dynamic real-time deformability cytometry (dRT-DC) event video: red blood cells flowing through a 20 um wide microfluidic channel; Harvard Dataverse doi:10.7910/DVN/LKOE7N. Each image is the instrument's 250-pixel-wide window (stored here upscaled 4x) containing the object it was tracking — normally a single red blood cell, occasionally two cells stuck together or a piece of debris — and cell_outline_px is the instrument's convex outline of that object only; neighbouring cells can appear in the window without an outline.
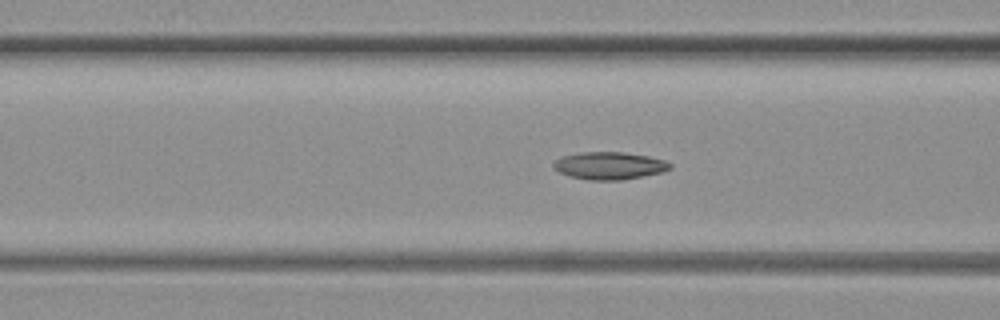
{"species": "common noctule bat (a hibernating species)", "species_latin": "Nyctalus noctula", "temperature_condition": "warm", "stored_images_in_passage": 71, "camera_frame_rate_fps": 3000, "um_per_image_px": 0.085, "animal": {"sex": "female", "body_mass_g": 19.3, "forearm_length_mm": 54.1}, "frame": {"image": 1, "passage_image": 28, "time_ms": 9.0, "image_size_px": [1000, 320], "cell_outline_px": [[672, 168], [664, 172], [620, 180], [588, 180], [568, 176], [552, 168], [552, 164], [560, 156], [580, 152], [624, 152], [648, 156], [664, 160], [672, 164]], "centroid_in_image_um": [51.78, 14.08], "position_along_channel_um": 114.8, "area_um2": 18.84}}
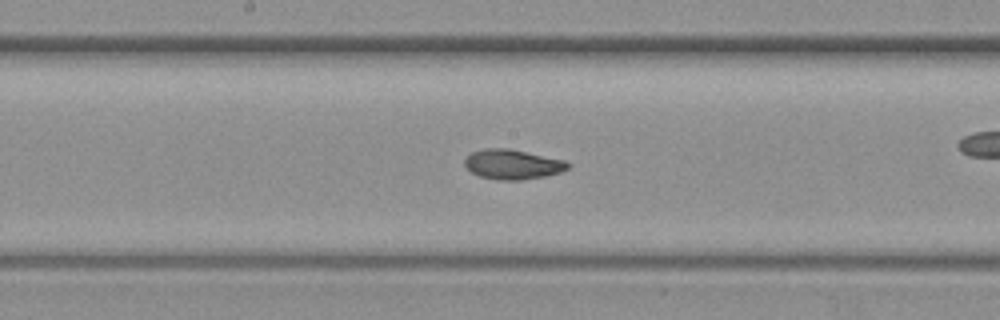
{"frame": {"image": 2, "passage_image": 37, "time_ms": 12.0, "image_size_px": [1000, 320], "cell_outline_px": [[568, 168], [560, 172], [544, 176], [520, 180], [496, 180], [480, 176], [472, 172], [464, 164], [464, 160], [472, 152], [484, 148], [508, 148], [564, 160], [568, 164]], "centroid_in_image_um": [43.53, 13.97], "position_along_channel_um": 204.7, "area_um2": 17.69}}
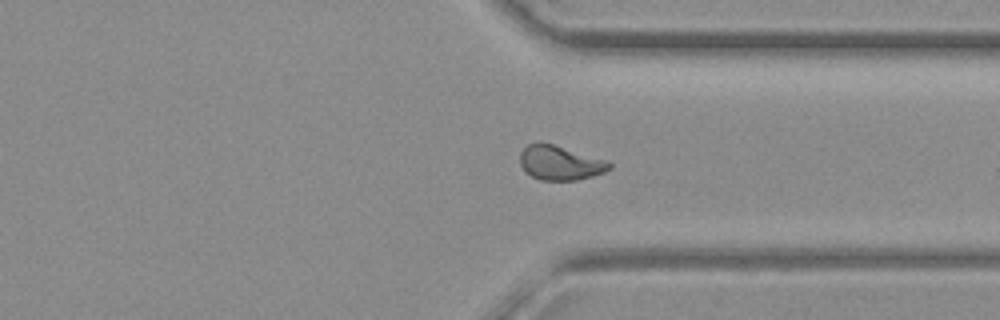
{"frame": {"image": 3, "passage_image": 53, "time_ms": 17.333, "image_size_px": [1000, 320], "cell_outline_px": [[612, 168], [604, 172], [592, 176], [576, 180], [540, 180], [524, 172], [520, 164], [520, 152], [528, 144], [540, 140], [608, 160], [612, 164]], "centroid_in_image_um": [47.59, 13.82], "position_along_channel_um": 363.8, "area_um2": 18.26}}